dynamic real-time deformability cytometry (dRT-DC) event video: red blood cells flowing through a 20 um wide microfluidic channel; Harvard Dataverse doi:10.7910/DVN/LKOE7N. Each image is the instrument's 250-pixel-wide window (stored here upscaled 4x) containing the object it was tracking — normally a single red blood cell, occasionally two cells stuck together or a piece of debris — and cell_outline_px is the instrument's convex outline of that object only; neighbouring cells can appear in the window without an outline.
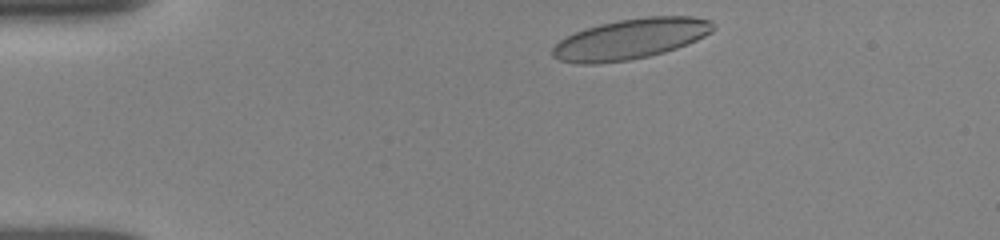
{"species": "human", "species_latin": "Homo sapiens", "temperature_condition": "room temperature", "stored_images_in_passage": 69, "camera_frame_rate_fps": 3000, "um_per_image_px": 0.085, "donor": {"sex": "female"}, "frame": {"image": 1, "passage_image": 1, "time_ms": 0.0, "image_size_px": [1000, 240], "cell_outline_px": [[716, 28], [712, 32], [696, 40], [676, 48], [664, 52], [648, 56], [628, 60], [596, 64], [580, 64], [560, 60], [552, 56], [552, 48], [560, 40], [584, 28], [600, 24], [620, 20], [648, 16], [692, 16], [712, 20], [716, 24]], "centroid_in_image_um": [53.63, 3.3], "position_along_channel_um": 31.4, "area_um2": 37.8}}
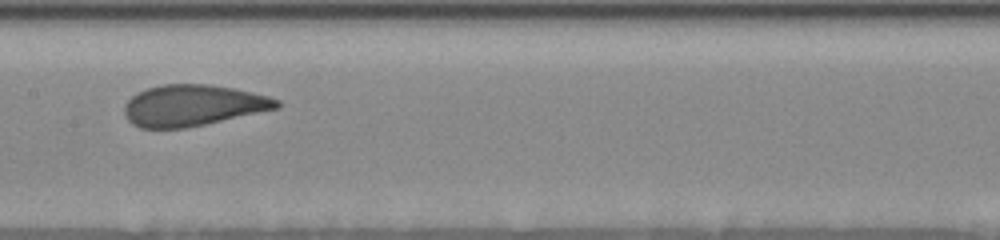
{"frame": {"image": 2, "passage_image": 26, "time_ms": 5.667, "image_size_px": [1000, 240], "cell_outline_px": [[280, 108], [204, 124], [184, 128], [140, 128], [132, 124], [128, 120], [124, 112], [124, 104], [136, 92], [148, 88], [164, 84], [212, 84], [232, 88], [268, 96], [280, 100]], "centroid_in_image_um": [16.38, 8.96], "position_along_channel_um": 191.0, "area_um2": 36.53}}
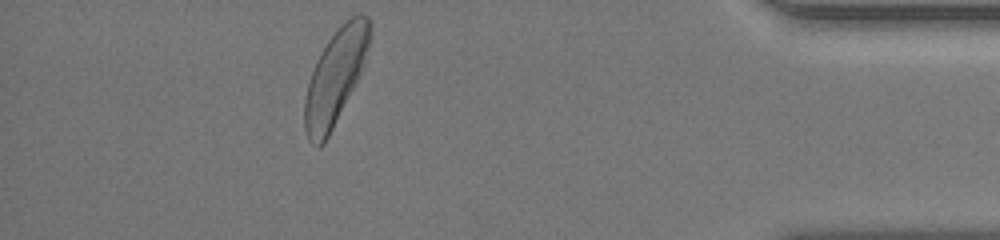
{"frame": {"image": 3, "passage_image": 60, "time_ms": 12.333, "image_size_px": [1000, 240], "cell_outline_px": [[368, 44], [364, 64], [324, 144], [312, 144], [308, 140], [304, 128], [304, 100], [308, 84], [316, 60], [320, 52], [328, 40], [352, 16], [360, 12], [368, 16]], "centroid_in_image_um": [28.45, 6.57], "position_along_channel_um": 406.8, "area_um2": 34.51}, "authors_computed_cell_mechanics": {"area_um2": 37.1654, "velocity_mm_per_s": 3.8526, "shape_relaxation_time_tau1_ms": 4.0492, "shape_relaxation_time_tau2_ms": null, "deformation_change_tau1": 0.152, "deformation_change_tau2": null}}